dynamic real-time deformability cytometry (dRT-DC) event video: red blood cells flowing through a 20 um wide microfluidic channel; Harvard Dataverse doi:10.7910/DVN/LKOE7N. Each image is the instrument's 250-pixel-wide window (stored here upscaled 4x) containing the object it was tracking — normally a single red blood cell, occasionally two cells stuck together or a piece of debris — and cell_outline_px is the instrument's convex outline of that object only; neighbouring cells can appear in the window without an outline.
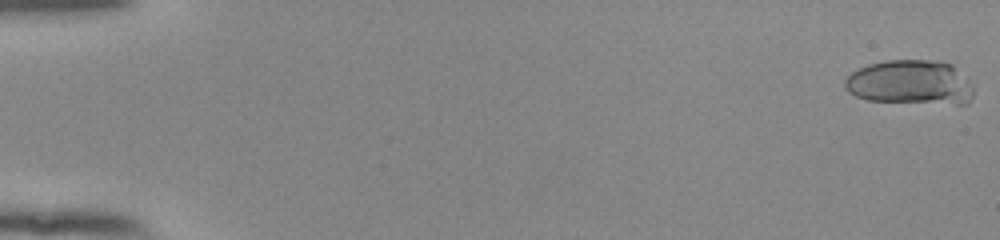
{"species": "human", "species_latin": "Homo sapiens", "temperature_condition": "room temperature", "stored_images_in_passage": 54, "camera_frame_rate_fps": 3000, "um_per_image_px": 0.085, "donor": {"sex": "female"}, "frame": {"image": 1, "passage_image": 1, "time_ms": 0.0, "image_size_px": [1000, 240], "cell_outline_px": [[972, 96], [968, 104], [956, 104], [868, 100], [856, 96], [848, 92], [844, 88], [844, 80], [852, 72], [868, 64], [884, 60], [940, 60], [952, 64], [972, 84]], "centroid_in_image_um": [77.37, 7.0], "position_along_channel_um": 7.6, "area_um2": 33.52}}
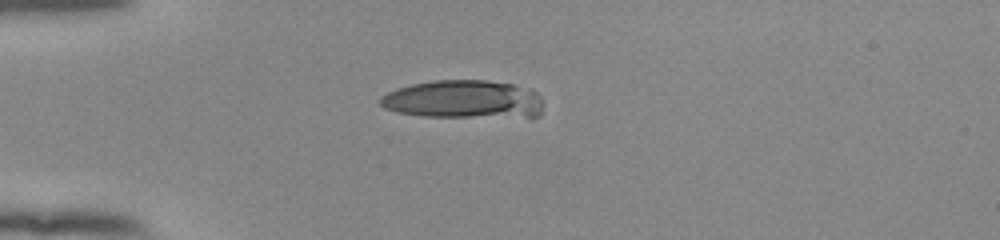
{"frame": {"image": 2, "passage_image": 16, "time_ms": 5.0, "image_size_px": [1000, 240], "cell_outline_px": [[544, 104], [540, 116], [424, 116], [396, 112], [384, 108], [380, 104], [380, 96], [396, 88], [412, 84], [432, 80], [484, 80], [512, 84], [532, 88], [536, 92]], "centroid_in_image_um": [39.4, 8.43], "position_along_channel_um": 45.6, "area_um2": 36.3}}
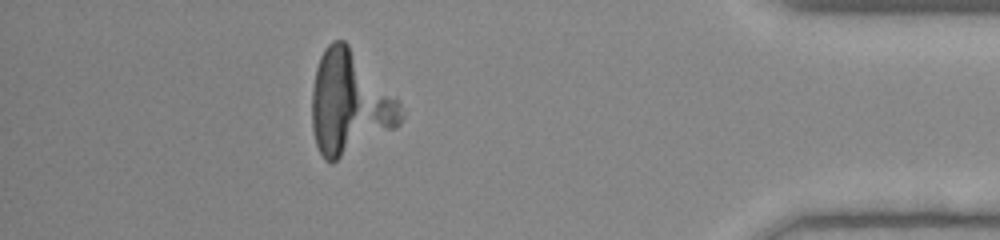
{"frame": {"image": 3, "passage_image": 49, "time_ms": 16.0, "image_size_px": [1000, 240], "cell_outline_px": [[404, 116], [400, 124], [396, 128], [332, 164], [324, 160], [316, 144], [312, 128], [312, 88], [316, 68], [320, 56], [328, 44], [332, 40], [344, 40], [348, 44], [400, 100]], "centroid_in_image_um": [29.72, 8.8], "position_along_channel_um": 405.5, "area_um2": 53.7}, "authors_computed_cell_mechanics": {"area_um2": 33.2928, "velocity_mm_per_s": 3.8858, "shape_relaxation_time_tau1_ms": 3.3993, "shape_relaxation_time_tau2_ms": null, "deformation_change_tau1": 0.0344, "deformation_change_tau2": null}}